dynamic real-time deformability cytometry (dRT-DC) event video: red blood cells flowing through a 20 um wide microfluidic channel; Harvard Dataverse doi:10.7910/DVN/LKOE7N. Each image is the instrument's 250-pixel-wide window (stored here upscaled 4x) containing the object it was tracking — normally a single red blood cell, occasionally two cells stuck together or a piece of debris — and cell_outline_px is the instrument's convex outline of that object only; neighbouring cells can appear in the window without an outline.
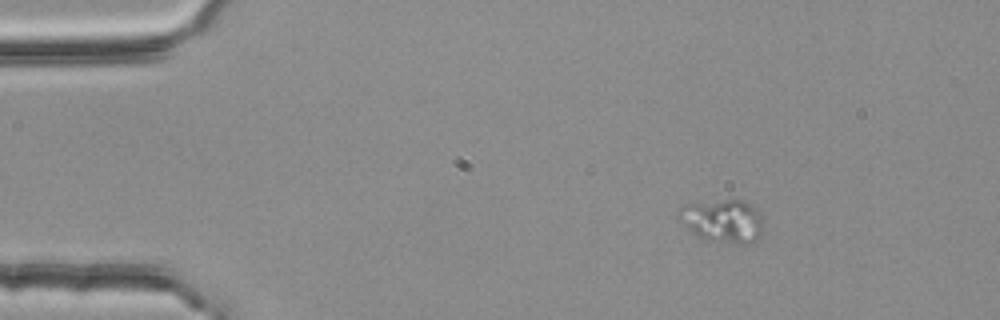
{"species": "common noctule bat (a hibernating species)", "species_latin": "Nyctalus noctula", "temperature_condition": "room temperature", "stored_images_in_passage": 56, "camera_frame_rate_fps": 3000, "um_per_image_px": 0.085, "animal": {"sex": "female", "body_mass_g": 25.1}, "frame": {"image": 1, "passage_image": 9, "time_ms": 2.667, "image_size_px": [1000, 320], "cell_outline_px": [[764, 228], [756, 240], [748, 244], [736, 244], [704, 240], [692, 232], [680, 220], [680, 208], [684, 204], [724, 200], [744, 200], [752, 204], [760, 212]], "centroid_in_image_um": [61.49, 18.79], "position_along_channel_um": 23.5, "area_um2": 21.39}}